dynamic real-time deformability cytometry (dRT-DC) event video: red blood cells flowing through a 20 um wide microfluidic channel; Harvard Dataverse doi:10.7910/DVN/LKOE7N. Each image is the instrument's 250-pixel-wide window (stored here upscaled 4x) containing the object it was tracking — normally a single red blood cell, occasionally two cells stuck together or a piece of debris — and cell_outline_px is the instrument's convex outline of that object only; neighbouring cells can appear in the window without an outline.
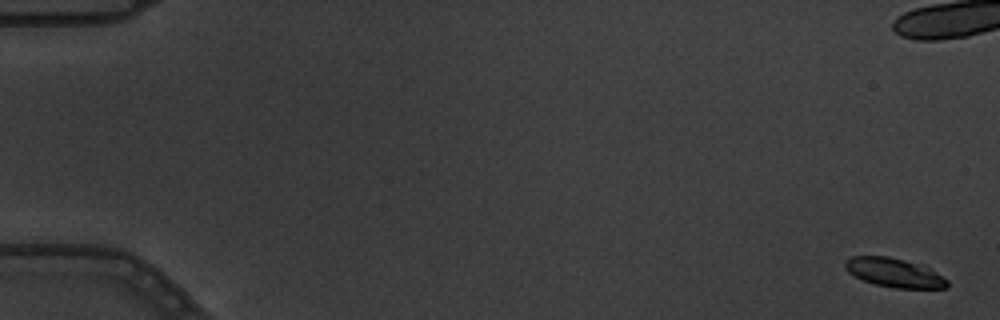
{"species": "common noctule bat (a hibernating species)", "species_latin": "Nyctalus noctula", "temperature_condition": "warm", "stored_images_in_passage": 8, "camera_frame_rate_fps": 3000, "um_per_image_px": 0.085, "animal": {"sex": "male", "body_mass_g": 19.5, "forearm_length_mm": 54.6}, "frame": {"image": 1, "passage_image": 1, "time_ms": 0.0, "image_size_px": [1000, 320], "cell_outline_px": [[948, 288], [896, 288], [876, 284], [864, 280], [848, 272], [844, 268], [844, 264], [852, 256], [888, 256], [904, 260], [928, 268], [936, 272], [948, 280]], "centroid_in_image_um": [76.01, 23.18], "position_along_channel_um": 9.0, "area_um2": 16.94}}